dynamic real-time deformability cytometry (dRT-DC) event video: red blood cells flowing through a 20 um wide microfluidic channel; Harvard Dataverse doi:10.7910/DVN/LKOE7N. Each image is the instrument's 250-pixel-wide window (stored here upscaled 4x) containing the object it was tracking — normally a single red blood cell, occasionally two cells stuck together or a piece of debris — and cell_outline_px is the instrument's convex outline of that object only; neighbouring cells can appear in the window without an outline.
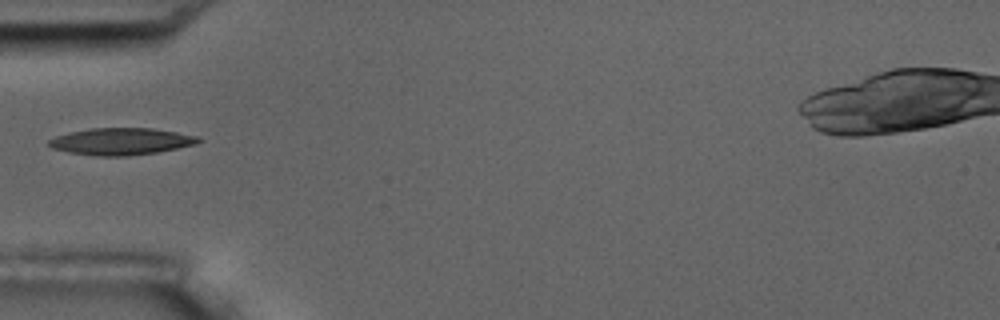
{"species": "common noctule bat (a hibernating species)", "species_latin": "Nyctalus noctula", "temperature_condition": "room temperature", "stored_images_in_passage": 18, "camera_frame_rate_fps": 3000, "um_per_image_px": 0.085, "animal": {"sex": "male", "body_mass_g": 17.5, "forearm_length_mm": 52.3}, "frame": {"image": 1, "passage_image": 6, "time_ms": 6.0, "image_size_px": [1000, 320], "cell_outline_px": [[204, 140], [196, 144], [156, 152], [128, 156], [96, 156], [68, 152], [52, 148], [48, 144], [48, 140], [56, 136], [68, 132], [88, 128], [152, 128], [200, 136]], "centroid_in_image_um": [10.3, 12.01], "position_along_channel_um": 74.7, "area_um2": 23.58}, "authors_computed_cell_mechanics": {"area_um2": 22.4842, "velocity_mm_per_s": 3.5618, "shape_relaxation_time_tau1_ms": 6.8242, "shape_relaxation_time_tau2_ms": 3.8609, "deformation_change_tau1": 0.1897, "deformation_change_tau2": 0.1102}}